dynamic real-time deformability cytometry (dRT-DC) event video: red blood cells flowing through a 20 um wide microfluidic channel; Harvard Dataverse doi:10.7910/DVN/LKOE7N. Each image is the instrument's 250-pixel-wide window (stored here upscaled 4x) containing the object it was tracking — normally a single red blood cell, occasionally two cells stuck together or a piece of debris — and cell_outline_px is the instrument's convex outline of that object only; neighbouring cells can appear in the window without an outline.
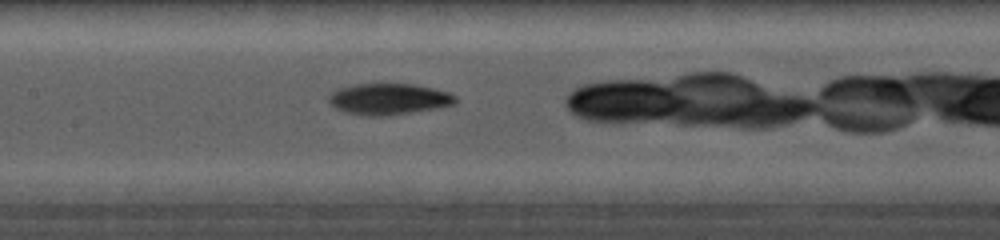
{"species": "common noctule bat (a hibernating species)", "species_latin": "Nyctalus noctula", "temperature_condition": "cold", "stored_images_in_passage": 20, "camera_frame_rate_fps": 5000, "um_per_image_px": 0.085, "animal": {"sex": "female", "body_mass_g": 19.0, "forearm_length_mm": 56.7}, "frame": {"image": 1, "passage_image": 4, "time_ms": 2.6, "image_size_px": [1000, 240], "cell_outline_px": [[456, 100], [452, 104], [440, 108], [388, 116], [360, 116], [344, 112], [336, 108], [328, 100], [328, 96], [332, 92], [340, 88], [356, 84], [412, 84], [432, 88], [456, 96]], "centroid_in_image_um": [33.01, 8.44], "position_along_channel_um": 174.4, "area_um2": 23.0}}